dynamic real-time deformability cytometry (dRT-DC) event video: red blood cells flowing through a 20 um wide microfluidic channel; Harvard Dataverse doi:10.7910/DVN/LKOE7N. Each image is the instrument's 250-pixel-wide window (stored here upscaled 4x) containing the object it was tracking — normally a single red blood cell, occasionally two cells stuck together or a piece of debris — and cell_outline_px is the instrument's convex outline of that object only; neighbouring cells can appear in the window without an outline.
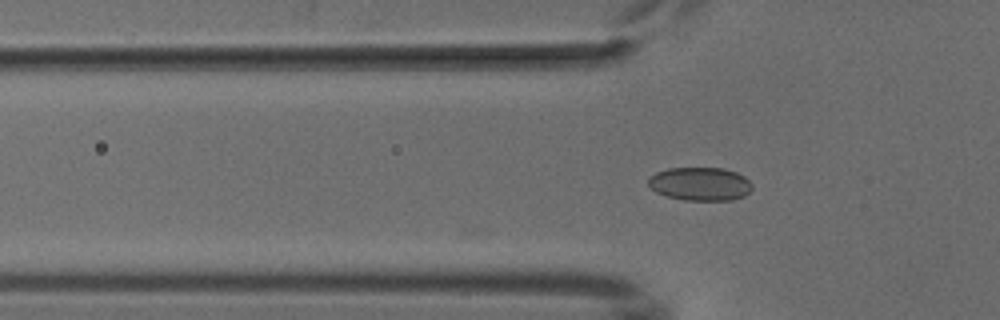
{"species": "common noctule bat (a hibernating species)", "species_latin": "Nyctalus noctula", "temperature_condition": "cold", "stored_images_in_passage": 6, "camera_frame_rate_fps": 3000, "um_per_image_px": 0.085, "animal": {"sex": "male", "body_mass_g": 18.8}, "frame": {"image": 1, "passage_image": 4, "time_ms": 4.0, "image_size_px": [1000, 320], "cell_outline_px": [[752, 188], [744, 196], [732, 200], [684, 200], [668, 196], [656, 192], [648, 188], [648, 180], [656, 172], [668, 168], [724, 168], [736, 172], [744, 176], [752, 184]], "centroid_in_image_um": [59.5, 15.63], "position_along_channel_um": 66.3, "area_um2": 20.23}}
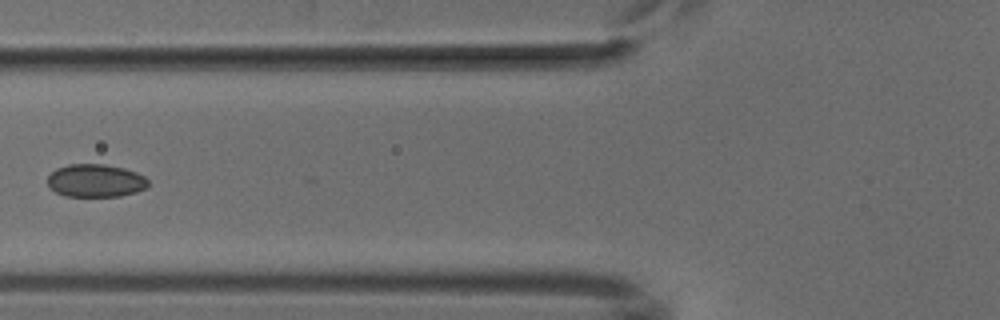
{"frame": {"image": 2, "passage_image": 5, "time_ms": 5.333, "image_size_px": [1000, 320], "cell_outline_px": [[148, 184], [144, 188], [136, 192], [120, 196], [64, 196], [48, 188], [48, 176], [56, 168], [68, 164], [104, 164], [124, 168], [136, 172], [144, 176], [148, 180]], "centroid_in_image_um": [8.09, 15.35], "position_along_channel_um": 117.7, "area_um2": 19.36}}